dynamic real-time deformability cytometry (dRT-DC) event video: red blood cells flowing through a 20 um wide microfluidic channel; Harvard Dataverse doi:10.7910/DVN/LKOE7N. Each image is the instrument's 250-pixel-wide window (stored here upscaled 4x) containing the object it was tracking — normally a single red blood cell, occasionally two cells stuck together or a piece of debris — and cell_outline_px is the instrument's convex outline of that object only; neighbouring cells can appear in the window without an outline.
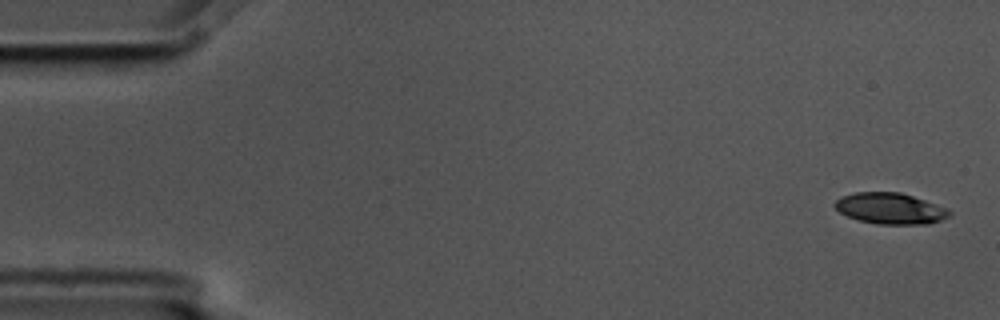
{"species": "common noctule bat (a hibernating species)", "species_latin": "Nyctalus noctula", "temperature_condition": "cold", "stored_images_in_passage": 2, "segment_of_instrument_passage": [2, 2], "camera_frame_rate_fps": 3000, "um_per_image_px": 0.085, "animal": {"sex": "male", "body_mass_g": 17.5, "forearm_length_mm": 52.3}, "frame": {"image": 1, "passage_image": 2, "time_ms": 0.333, "image_size_px": [1000, 320], "cell_outline_px": [[952, 212], [948, 216], [940, 220], [928, 224], [876, 224], [860, 220], [848, 216], [840, 212], [832, 204], [840, 196], [856, 192], [900, 192], [948, 208]], "centroid_in_image_um": [75.65, 17.71], "position_along_channel_um": 9.3, "area_um2": 20.69}}